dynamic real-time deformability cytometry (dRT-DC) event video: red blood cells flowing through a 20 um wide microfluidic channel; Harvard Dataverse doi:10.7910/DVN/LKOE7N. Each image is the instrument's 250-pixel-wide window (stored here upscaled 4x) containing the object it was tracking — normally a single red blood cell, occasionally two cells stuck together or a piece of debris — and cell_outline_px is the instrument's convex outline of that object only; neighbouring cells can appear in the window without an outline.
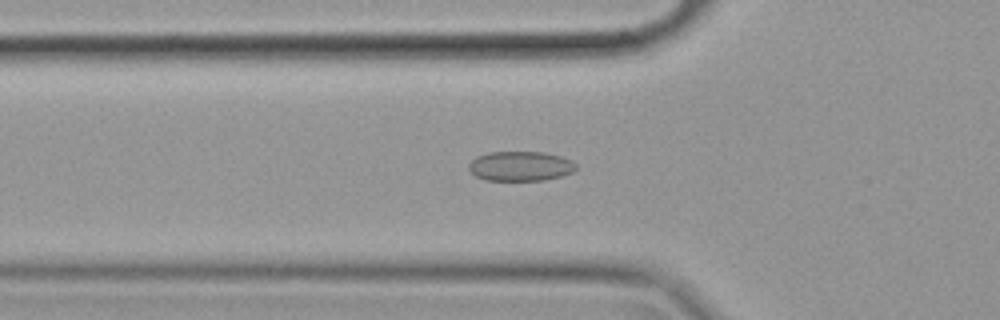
{"species": "common noctule bat (a hibernating species)", "species_latin": "Nyctalus noctula", "temperature_condition": "cold", "stored_images_in_passage": 57, "camera_frame_rate_fps": 3000, "um_per_image_px": 0.085, "animal": {"sex": "female", "body_mass_g": 19.9}, "frame": {"image": 1, "passage_image": 19, "time_ms": 6.0, "image_size_px": [1000, 320], "cell_outline_px": [[576, 168], [572, 172], [560, 176], [544, 180], [484, 180], [476, 176], [468, 168], [468, 164], [476, 156], [488, 152], [544, 152], [560, 156], [572, 160], [576, 164]], "centroid_in_image_um": [44.22, 14.11], "position_along_channel_um": 81.6, "area_um2": 18.55}}
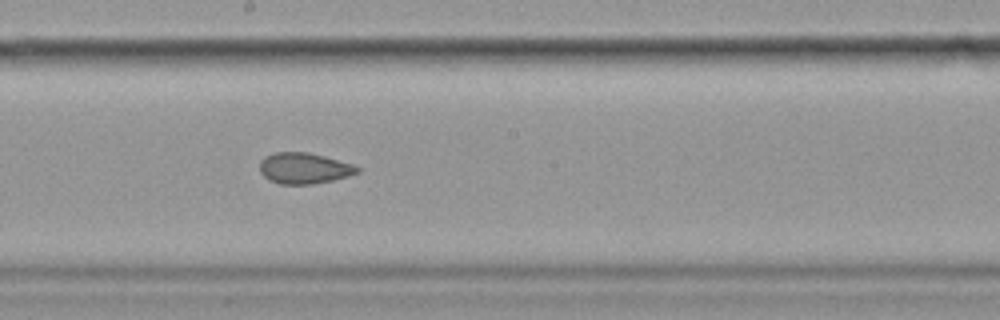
{"frame": {"image": 2, "passage_image": 31, "time_ms": 10.0, "image_size_px": [1000, 320], "cell_outline_px": [[360, 172], [348, 176], [332, 180], [312, 184], [280, 184], [268, 180], [260, 172], [260, 160], [264, 156], [276, 152], [308, 152], [324, 156], [352, 164], [360, 168]], "centroid_in_image_um": [25.82, 14.3], "position_along_channel_um": 222.4, "area_um2": 17.63}}
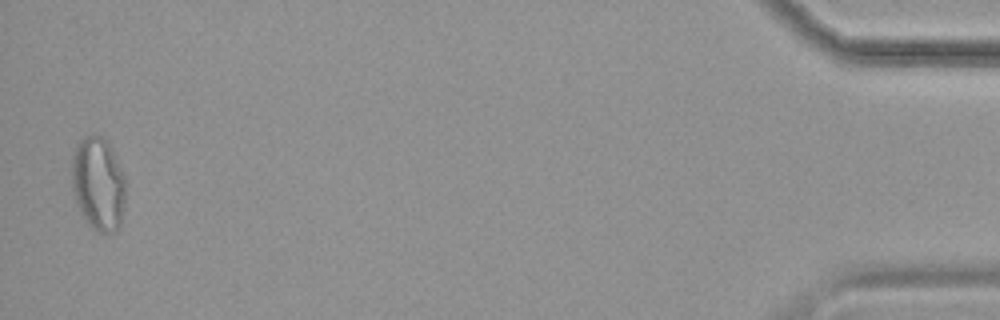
{"frame": {"image": 3, "passage_image": 56, "time_ms": 18.333, "image_size_px": [1000, 320], "cell_outline_px": [[124, 204], [120, 228], [112, 232], [100, 232], [92, 228], [88, 224], [76, 200], [72, 188], [72, 156], [76, 144], [84, 136], [104, 136], [124, 176]], "centroid_in_image_um": [8.34, 15.63], "position_along_channel_um": 426.9, "area_um2": 28.84}, "authors_computed_cell_mechanics": {"area_um2": 20.1144, "velocity_mm_per_s": 3.5141, "shape_relaxation_time_tau1_ms": null, "shape_relaxation_time_tau2_ms": 2.103, "deformation_change_tau1": null, "deformation_change_tau2": 0.0625}}